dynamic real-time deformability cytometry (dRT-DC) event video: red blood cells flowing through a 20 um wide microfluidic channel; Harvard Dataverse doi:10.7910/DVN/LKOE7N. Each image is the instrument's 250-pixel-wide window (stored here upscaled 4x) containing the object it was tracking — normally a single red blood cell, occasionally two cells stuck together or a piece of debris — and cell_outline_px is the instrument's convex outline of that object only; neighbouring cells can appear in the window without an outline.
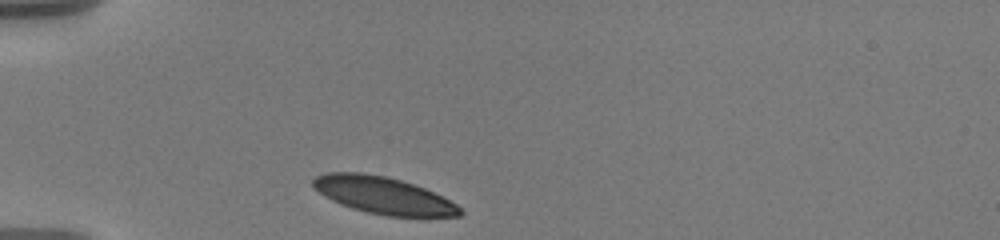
{"species": "human", "species_latin": "Homo sapiens", "temperature_condition": "warm", "stored_images_in_passage": 3, "camera_frame_rate_fps": 3000, "um_per_image_px": 0.085, "donor": {"sex": "male"}, "frame": {"image": 1, "passage_image": 1, "time_ms": 0.0, "image_size_px": [1000, 240], "cell_outline_px": [[464, 212], [460, 216], [388, 216], [368, 212], [352, 208], [340, 204], [324, 196], [312, 188], [312, 180], [316, 176], [328, 172], [360, 172], [384, 176], [400, 180], [424, 188], [456, 204]], "centroid_in_image_um": [32.52, 16.6], "position_along_channel_um": 52.5, "area_um2": 31.39}}
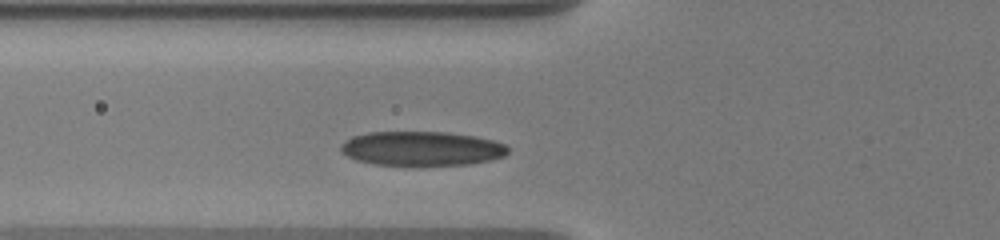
{"frame": {"image": 2, "passage_image": 3, "time_ms": 1.667, "image_size_px": [1000, 240], "cell_outline_px": [[508, 152], [504, 156], [492, 160], [468, 164], [372, 164], [356, 160], [340, 152], [340, 144], [352, 136], [368, 132], [448, 132], [476, 136], [492, 140], [504, 144], [508, 148]], "centroid_in_image_um": [35.82, 12.61], "position_along_channel_um": 90.0, "area_um2": 33.23}}